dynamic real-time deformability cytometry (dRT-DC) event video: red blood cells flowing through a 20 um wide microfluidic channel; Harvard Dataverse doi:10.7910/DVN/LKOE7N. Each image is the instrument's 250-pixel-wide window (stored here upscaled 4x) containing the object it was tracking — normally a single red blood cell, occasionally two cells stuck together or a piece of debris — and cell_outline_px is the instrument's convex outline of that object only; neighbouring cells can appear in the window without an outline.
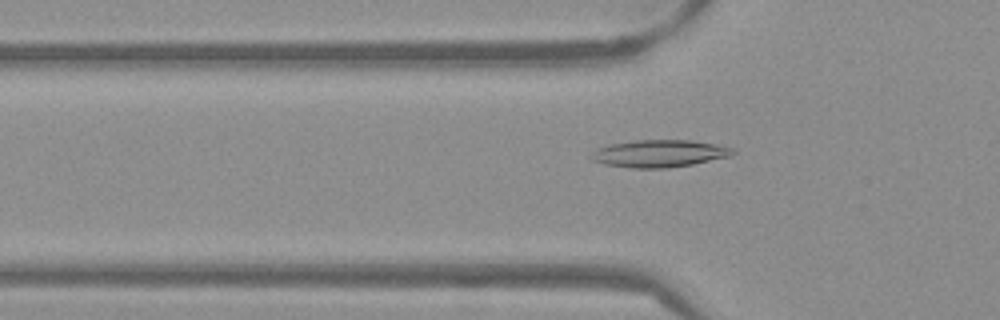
{"species": "Egyptian fruit bat (a non-hibernating species)", "species_latin": "Rousettus aegyptiacus", "temperature_condition": "warm", "stored_images_in_passage": 53, "camera_frame_rate_fps": 3000, "um_per_image_px": 0.085, "frame": {"image": 1, "passage_image": 17, "time_ms": 5.333, "image_size_px": [1000, 320], "cell_outline_px": [[736, 152], [728, 156], [692, 164], [668, 168], [632, 168], [604, 164], [592, 160], [588, 156], [596, 148], [608, 144], [636, 140], [692, 140], [716, 144], [736, 148]], "centroid_in_image_um": [56.01, 13.04], "position_along_channel_um": 69.8, "area_um2": 22.66}}
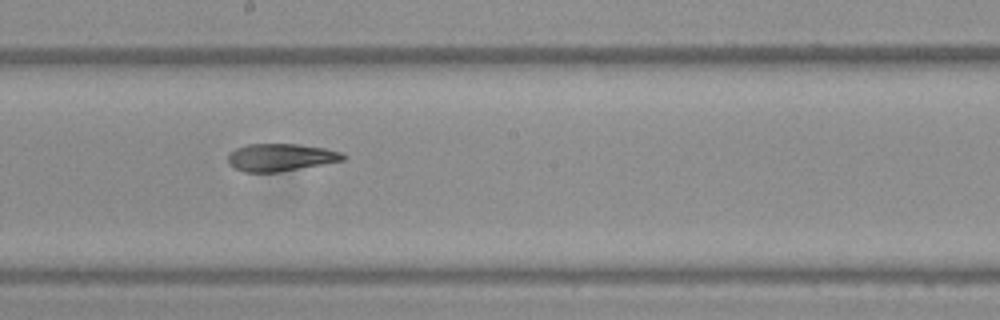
{"frame": {"image": 2, "passage_image": 29, "time_ms": 9.333, "image_size_px": [1000, 320], "cell_outline_px": [[348, 156], [344, 160], [280, 172], [244, 172], [228, 164], [228, 152], [236, 148], [248, 144], [300, 144], [324, 148], [340, 152]], "centroid_in_image_um": [23.84, 13.37], "position_along_channel_um": 224.4, "area_um2": 18.5}}
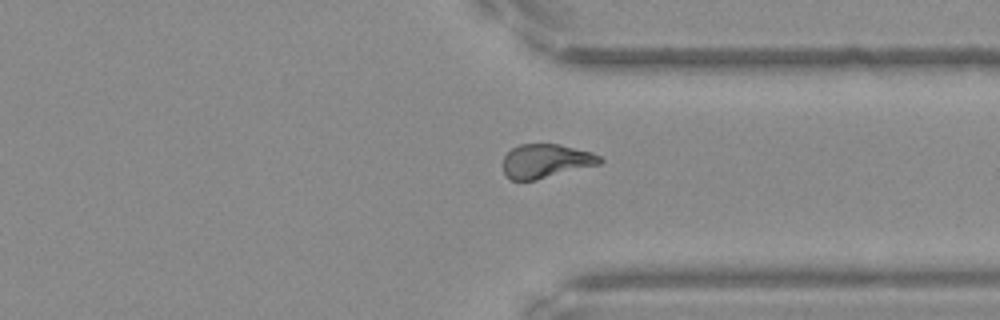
{"frame": {"image": 3, "passage_image": 40, "time_ms": 13.0, "image_size_px": [1000, 320], "cell_outline_px": [[604, 160], [600, 164], [536, 180], [512, 180], [504, 172], [504, 156], [512, 148], [520, 144], [560, 144], [592, 152], [600, 156]], "centroid_in_image_um": [46.43, 13.68], "position_along_channel_um": 365.0, "area_um2": 19.07}, "authors_computed_cell_mechanics": {"area_um2": 19.4786, "velocity_mm_per_s": 3.8428, "shape_relaxation_time_tau1_ms": null, "shape_relaxation_time_tau2_ms": 2.4638, "deformation_change_tau1": null, "deformation_change_tau2": 0.0979}}